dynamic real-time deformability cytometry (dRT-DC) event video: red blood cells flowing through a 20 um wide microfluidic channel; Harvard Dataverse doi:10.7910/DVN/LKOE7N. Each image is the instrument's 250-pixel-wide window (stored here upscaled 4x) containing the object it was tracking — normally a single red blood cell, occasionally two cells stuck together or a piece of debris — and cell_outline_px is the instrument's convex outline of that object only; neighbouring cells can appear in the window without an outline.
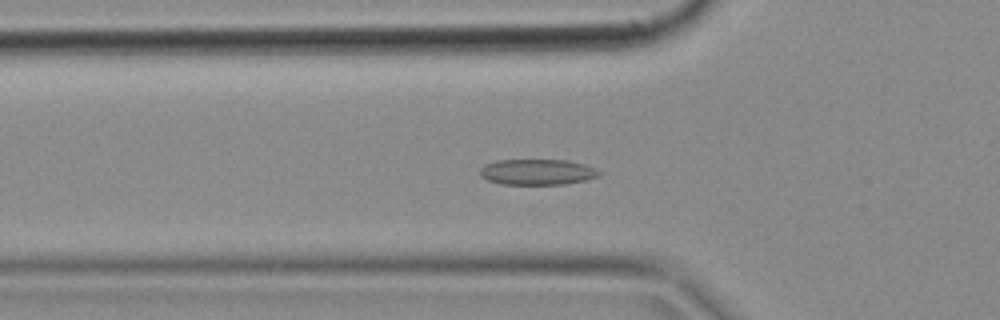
{"species": "common noctule bat (a hibernating species)", "species_latin": "Nyctalus noctula", "temperature_condition": "cold", "stored_images_in_passage": 50, "camera_frame_rate_fps": 3000, "um_per_image_px": 0.085, "animal": {"sex": "female", "body_mass_g": 18.4}, "frame": {"image": 1, "passage_image": 16, "time_ms": 5.0, "image_size_px": [1000, 320], "cell_outline_px": [[600, 176], [588, 180], [564, 184], [504, 184], [488, 180], [480, 176], [480, 168], [496, 160], [568, 160], [584, 164], [596, 168], [600, 172]], "centroid_in_image_um": [45.72, 14.62], "position_along_channel_um": 80.1, "area_um2": 17.86}}
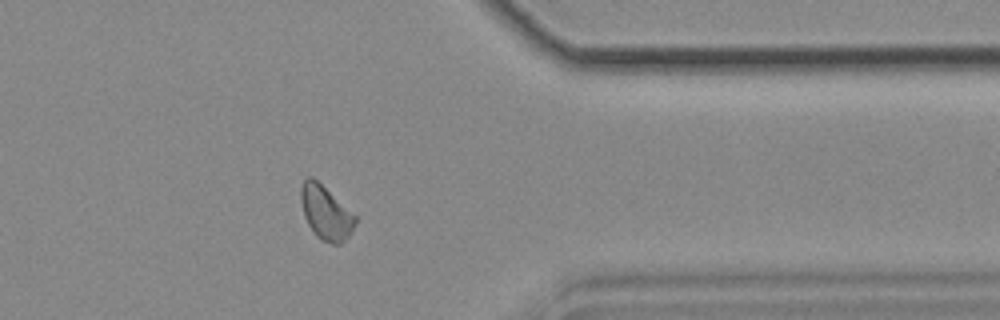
{"frame": {"image": 2, "passage_image": 40, "time_ms": 13.0, "image_size_px": [1000, 320], "cell_outline_px": [[356, 224], [348, 236], [340, 244], [332, 244], [320, 240], [316, 236], [308, 224], [304, 216], [300, 200], [300, 184], [308, 176], [312, 176], [356, 216]], "centroid_in_image_um": [27.66, 18.08], "position_along_channel_um": 383.7, "area_um2": 16.99}}
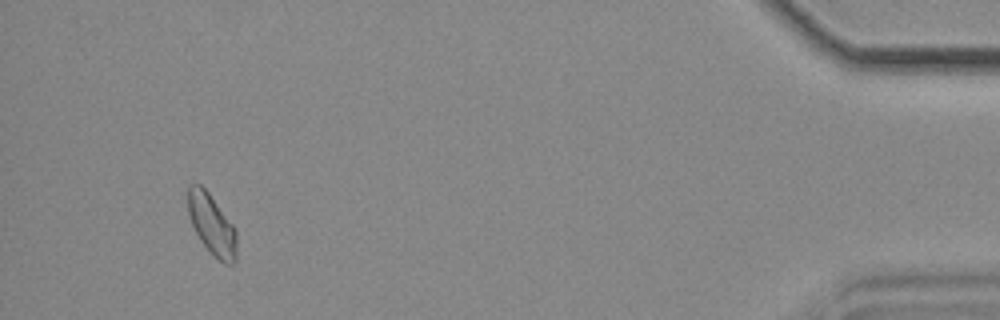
{"frame": {"image": 3, "passage_image": 47, "time_ms": 15.333, "image_size_px": [1000, 320], "cell_outline_px": [[236, 260], [232, 264], [224, 264], [212, 256], [200, 240], [192, 224], [188, 212], [188, 184], [200, 184], [208, 192], [232, 224], [236, 232]], "centroid_in_image_um": [18.0, 19.12], "position_along_channel_um": 417.2, "area_um2": 17.11}}